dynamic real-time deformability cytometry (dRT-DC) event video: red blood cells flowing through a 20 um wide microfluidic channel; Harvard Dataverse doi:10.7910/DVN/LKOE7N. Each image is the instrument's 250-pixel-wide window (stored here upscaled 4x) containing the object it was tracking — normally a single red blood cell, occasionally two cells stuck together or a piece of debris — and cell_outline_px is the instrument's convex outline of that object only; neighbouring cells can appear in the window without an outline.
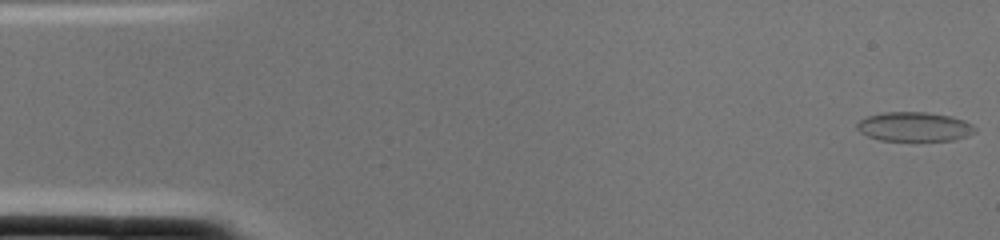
{"species": "common noctule bat (a hibernating species)", "species_latin": "Nyctalus noctula", "temperature_condition": "cold", "stored_images_in_passage": 2, "camera_frame_rate_fps": 3000, "um_per_image_px": 0.085, "animal": {"sex": "female", "body_mass_g": 22.0, "forearm_length_mm": 56.7}, "frame": {"image": 1, "passage_image": 1, "time_ms": 0.0, "image_size_px": [1000, 240], "cell_outline_px": [[976, 132], [968, 136], [952, 140], [880, 140], [868, 136], [860, 132], [856, 128], [856, 124], [860, 120], [868, 116], [884, 112], [928, 112], [952, 116], [964, 120], [972, 124], [976, 128]], "centroid_in_image_um": [77.74, 10.76], "position_along_channel_um": 7.3, "area_um2": 20.17}}
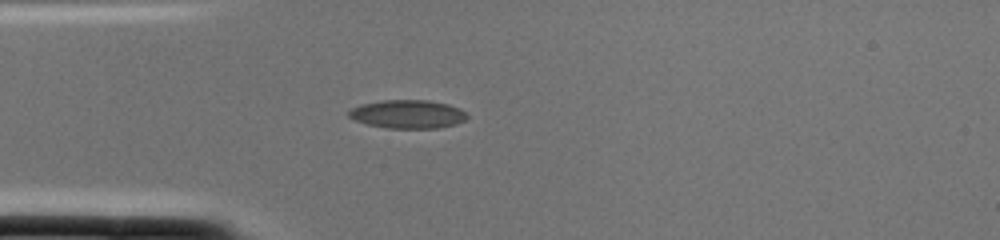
{"frame": {"image": 2, "passage_image": 2, "time_ms": 0.333, "image_size_px": [1000, 240], "cell_outline_px": [[468, 116], [464, 120], [456, 124], [440, 128], [384, 128], [368, 124], [356, 120], [348, 116], [348, 112], [352, 108], [360, 104], [380, 100], [428, 100], [448, 104], [460, 108]], "centroid_in_image_um": [34.65, 9.7], "position_along_channel_um": 50.3, "area_um2": 19.65}}